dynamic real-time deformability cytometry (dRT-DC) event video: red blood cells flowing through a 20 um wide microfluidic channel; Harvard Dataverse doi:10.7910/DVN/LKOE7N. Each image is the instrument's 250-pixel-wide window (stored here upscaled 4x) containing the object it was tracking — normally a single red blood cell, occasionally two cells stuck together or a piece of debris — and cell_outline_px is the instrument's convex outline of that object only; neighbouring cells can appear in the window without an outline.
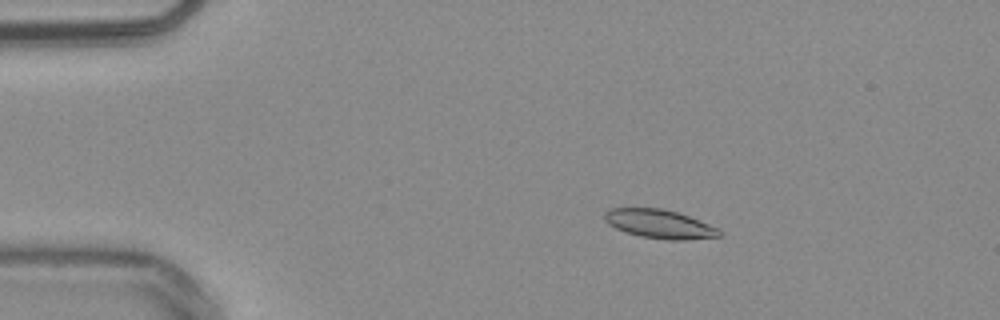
{"species": "common noctule bat (a hibernating species)", "species_latin": "Nyctalus noctula", "temperature_condition": "warm", "stored_images_in_passage": 54, "camera_frame_rate_fps": 3000, "um_per_image_px": 0.085, "animal": {"sex": "male", "body_mass_g": 20.4}, "frame": {"image": 1, "passage_image": 10, "time_ms": 3.0, "image_size_px": [1000, 320], "cell_outline_px": [[724, 232], [720, 236], [684, 240], [668, 240], [640, 236], [616, 228], [608, 224], [604, 220], [604, 212], [612, 208], [664, 208], [680, 212], [720, 228]], "centroid_in_image_um": [56.11, 19.03], "position_along_channel_um": 28.9, "area_um2": 19.48}}
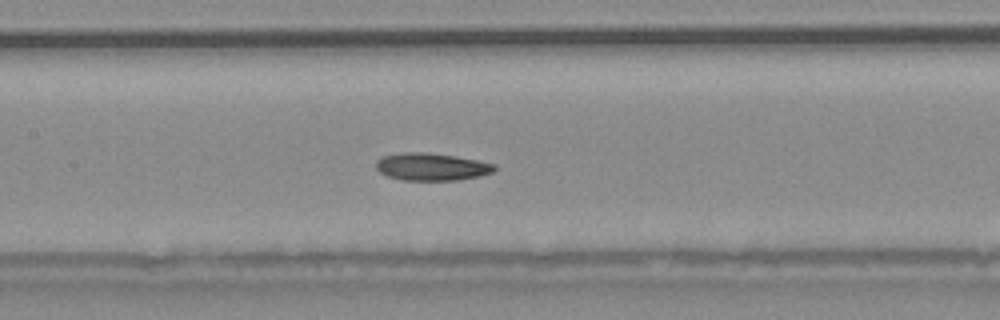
{"frame": {"image": 2, "passage_image": 26, "time_ms": 8.333, "image_size_px": [1000, 320], "cell_outline_px": [[496, 168], [492, 172], [480, 176], [456, 180], [400, 180], [388, 176], [380, 172], [376, 168], [376, 160], [384, 156], [400, 152], [424, 152], [456, 156], [496, 164]], "centroid_in_image_um": [36.67, 14.17], "position_along_channel_um": 170.7, "area_um2": 18.96}}
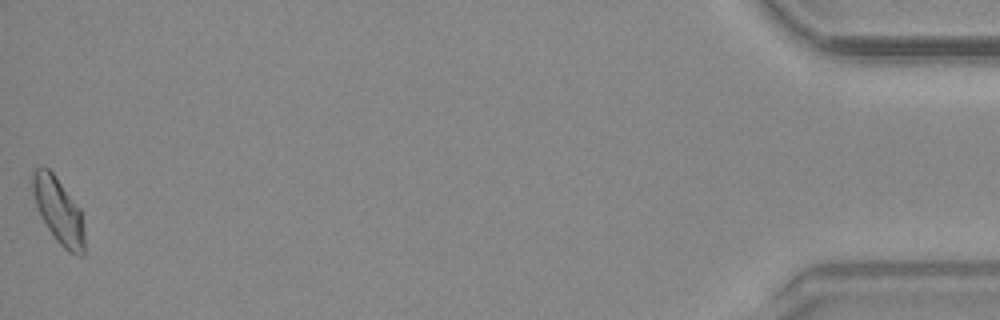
{"frame": {"image": 3, "passage_image": 54, "time_ms": 17.667, "image_size_px": [1000, 320], "cell_outline_px": [[84, 256], [80, 256], [68, 252], [52, 236], [40, 216], [32, 192], [32, 172], [36, 168], [48, 168], [52, 172], [80, 208], [84, 232]], "centroid_in_image_um": [4.97, 17.94], "position_along_channel_um": 430.2, "area_um2": 19.83}, "authors_computed_cell_mechanics": {"area_um2": 19.0162, "velocity_mm_per_s": 3.8076, "shape_relaxation_time_tau1_ms": 11.1621, "shape_relaxation_time_tau2_ms": 4.4583, "deformation_change_tau1": 0.1694, "deformation_change_tau2": 0.0911}}